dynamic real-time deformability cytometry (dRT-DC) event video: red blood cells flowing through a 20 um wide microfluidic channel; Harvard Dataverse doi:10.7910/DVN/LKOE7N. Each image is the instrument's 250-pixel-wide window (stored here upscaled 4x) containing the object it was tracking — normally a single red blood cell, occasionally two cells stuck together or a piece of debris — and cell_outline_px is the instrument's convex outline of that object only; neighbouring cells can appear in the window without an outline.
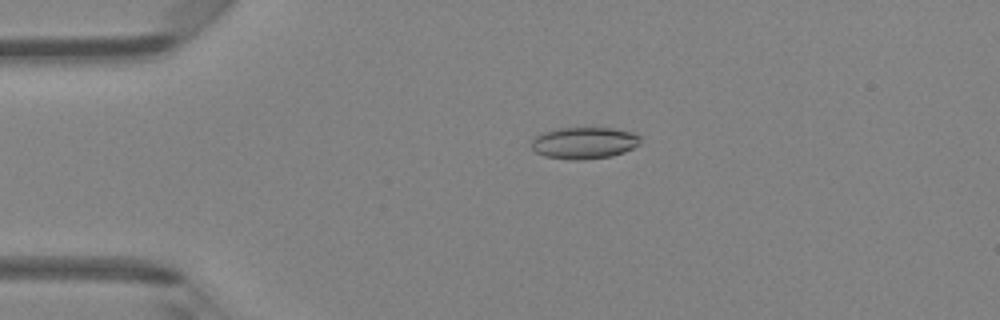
{"species": "Egyptian fruit bat (a non-hibernating species)", "species_latin": "Rousettus aegyptiacus", "temperature_condition": "room temperature", "stored_images_in_passage": 48, "camera_frame_rate_fps": 3000, "um_per_image_px": 0.085, "animal": {"sex": "female"}, "frame": {"image": 1, "passage_image": 11, "time_ms": 3.333, "image_size_px": [1000, 320], "cell_outline_px": [[640, 144], [624, 152], [612, 156], [584, 160], [568, 160], [544, 156], [536, 152], [532, 148], [532, 140], [536, 136], [544, 132], [556, 128], [616, 128], [636, 132], [640, 136]], "centroid_in_image_um": [49.69, 12.15], "position_along_channel_um": 35.3, "area_um2": 20.4}}
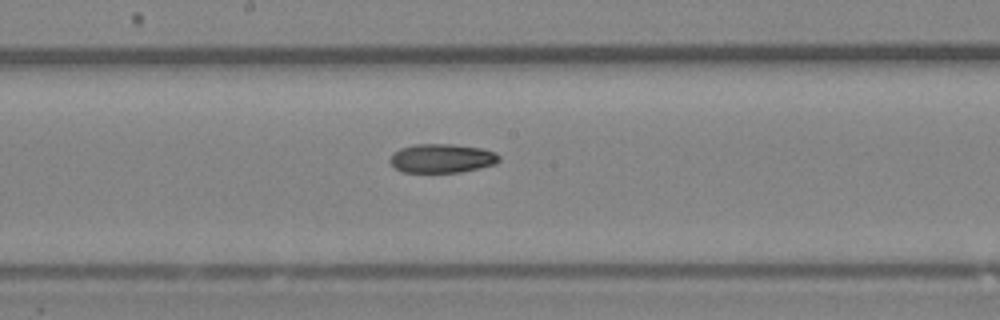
{"frame": {"image": 2, "passage_image": 26, "time_ms": 8.333, "image_size_px": [1000, 320], "cell_outline_px": [[500, 160], [496, 164], [460, 172], [400, 172], [388, 160], [400, 148], [416, 144], [452, 144], [480, 148], [496, 152], [500, 156]], "centroid_in_image_um": [37.58, 13.46], "position_along_channel_um": 210.6, "area_um2": 18.32}}
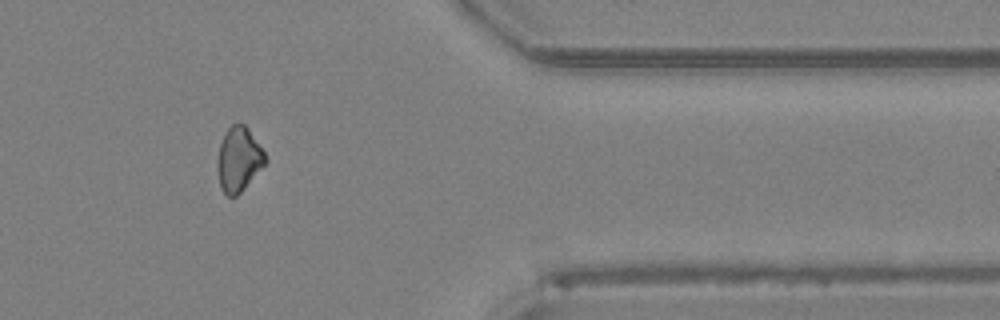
{"frame": {"image": 3, "passage_image": 40, "time_ms": 13.0, "image_size_px": [1000, 320], "cell_outline_px": [[268, 160], [244, 188], [236, 196], [228, 196], [220, 188], [216, 168], [216, 164], [220, 144], [228, 128], [232, 124], [244, 124], [248, 128], [264, 152]], "centroid_in_image_um": [20.27, 13.56], "position_along_channel_um": 391.1, "area_um2": 17.8}, "authors_computed_cell_mechanics": {"area_um2": 18.9873, "velocity_mm_per_s": 4.2955, "shape_relaxation_time_tau1_ms": 8.8745, "shape_relaxation_time_tau2_ms": null, "deformation_change_tau1": 0.1459, "deformation_change_tau2": null}}